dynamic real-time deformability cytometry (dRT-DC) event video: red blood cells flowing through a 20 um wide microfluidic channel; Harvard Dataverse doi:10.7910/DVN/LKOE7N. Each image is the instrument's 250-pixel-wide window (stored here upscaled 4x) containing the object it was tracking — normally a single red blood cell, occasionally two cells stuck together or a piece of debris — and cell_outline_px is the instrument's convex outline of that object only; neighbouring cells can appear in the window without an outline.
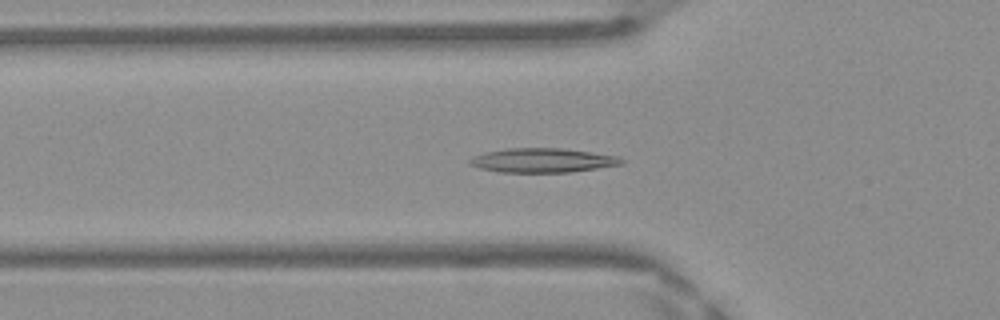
{"species": "Egyptian fruit bat (a non-hibernating species)", "species_latin": "Rousettus aegyptiacus", "temperature_condition": "warm", "stored_images_in_passage": 43, "camera_frame_rate_fps": 3000, "um_per_image_px": 0.085, "frame": {"image": 1, "passage_image": 16, "time_ms": 5.0, "image_size_px": [1000, 320], "cell_outline_px": [[624, 164], [568, 172], [500, 172], [480, 168], [472, 164], [468, 160], [484, 152], [508, 148], [560, 148], [616, 156], [624, 160]], "centroid_in_image_um": [46.11, 13.63], "position_along_channel_um": 79.7, "area_um2": 21.04}}
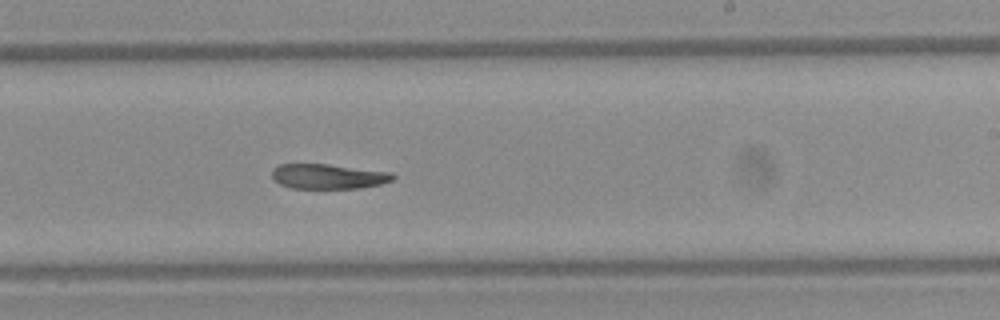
{"frame": {"image": 2, "passage_image": 29, "time_ms": 9.333, "image_size_px": [1000, 320], "cell_outline_px": [[396, 176], [392, 180], [380, 184], [356, 188], [292, 188], [280, 184], [272, 176], [272, 168], [280, 164], [328, 164], [392, 172]], "centroid_in_image_um": [27.9, 14.98], "position_along_channel_um": 261.1, "area_um2": 17.46}}
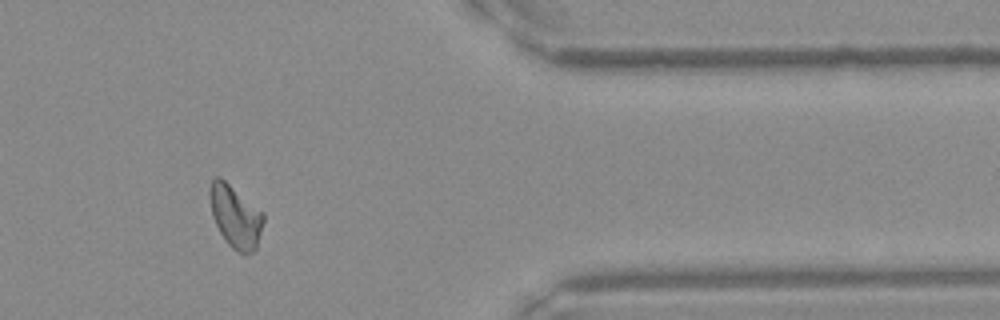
{"frame": {"image": 3, "passage_image": 40, "time_ms": 13.0, "image_size_px": [1000, 320], "cell_outline_px": [[264, 220], [256, 248], [252, 252], [244, 256], [236, 252], [228, 244], [220, 232], [212, 216], [208, 196], [208, 192], [212, 180], [216, 176], [220, 176], [264, 212]], "centroid_in_image_um": [20.0, 18.4], "position_along_channel_um": 391.4, "area_um2": 19.83}}